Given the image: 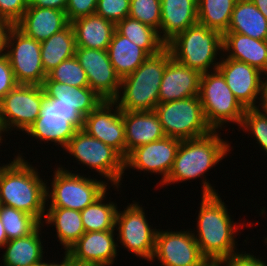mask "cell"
Wrapping results in <instances>:
<instances>
[{
    "mask_svg": "<svg viewBox=\"0 0 267 266\" xmlns=\"http://www.w3.org/2000/svg\"><path fill=\"white\" fill-rule=\"evenodd\" d=\"M0 219L7 240L26 237L41 225L34 216L5 205H0Z\"/></svg>",
    "mask_w": 267,
    "mask_h": 266,
    "instance_id": "obj_35",
    "label": "cell"
},
{
    "mask_svg": "<svg viewBox=\"0 0 267 266\" xmlns=\"http://www.w3.org/2000/svg\"><path fill=\"white\" fill-rule=\"evenodd\" d=\"M107 191L108 189L92 204L80 211L85 232L115 230L117 202L107 200Z\"/></svg>",
    "mask_w": 267,
    "mask_h": 266,
    "instance_id": "obj_33",
    "label": "cell"
},
{
    "mask_svg": "<svg viewBox=\"0 0 267 266\" xmlns=\"http://www.w3.org/2000/svg\"><path fill=\"white\" fill-rule=\"evenodd\" d=\"M115 230L85 232L66 252L79 263L112 266L118 256Z\"/></svg>",
    "mask_w": 267,
    "mask_h": 266,
    "instance_id": "obj_19",
    "label": "cell"
},
{
    "mask_svg": "<svg viewBox=\"0 0 267 266\" xmlns=\"http://www.w3.org/2000/svg\"><path fill=\"white\" fill-rule=\"evenodd\" d=\"M258 100L259 102L256 105L255 109H257L262 114L267 115V76H265L264 80L262 81Z\"/></svg>",
    "mask_w": 267,
    "mask_h": 266,
    "instance_id": "obj_46",
    "label": "cell"
},
{
    "mask_svg": "<svg viewBox=\"0 0 267 266\" xmlns=\"http://www.w3.org/2000/svg\"><path fill=\"white\" fill-rule=\"evenodd\" d=\"M166 48L174 60L203 74L218 68L223 35L197 22L174 36Z\"/></svg>",
    "mask_w": 267,
    "mask_h": 266,
    "instance_id": "obj_5",
    "label": "cell"
},
{
    "mask_svg": "<svg viewBox=\"0 0 267 266\" xmlns=\"http://www.w3.org/2000/svg\"><path fill=\"white\" fill-rule=\"evenodd\" d=\"M139 203L133 200L132 203H127L128 205L123 207L124 210H117L115 221V231H118L116 233L117 247L123 246L137 258L148 262L154 253L158 229L149 225L143 204Z\"/></svg>",
    "mask_w": 267,
    "mask_h": 266,
    "instance_id": "obj_10",
    "label": "cell"
},
{
    "mask_svg": "<svg viewBox=\"0 0 267 266\" xmlns=\"http://www.w3.org/2000/svg\"><path fill=\"white\" fill-rule=\"evenodd\" d=\"M42 224L44 227H55V237L65 252L85 233L81 213L78 210L46 208Z\"/></svg>",
    "mask_w": 267,
    "mask_h": 266,
    "instance_id": "obj_28",
    "label": "cell"
},
{
    "mask_svg": "<svg viewBox=\"0 0 267 266\" xmlns=\"http://www.w3.org/2000/svg\"><path fill=\"white\" fill-rule=\"evenodd\" d=\"M61 151L72 156L79 165L89 168L90 172H97L114 190L120 191L124 178L122 176L125 175L124 158L111 146L92 137L81 128Z\"/></svg>",
    "mask_w": 267,
    "mask_h": 266,
    "instance_id": "obj_7",
    "label": "cell"
},
{
    "mask_svg": "<svg viewBox=\"0 0 267 266\" xmlns=\"http://www.w3.org/2000/svg\"><path fill=\"white\" fill-rule=\"evenodd\" d=\"M7 236L4 230V226L2 224V221L0 219V248L2 249V247L6 244L7 242Z\"/></svg>",
    "mask_w": 267,
    "mask_h": 266,
    "instance_id": "obj_50",
    "label": "cell"
},
{
    "mask_svg": "<svg viewBox=\"0 0 267 266\" xmlns=\"http://www.w3.org/2000/svg\"><path fill=\"white\" fill-rule=\"evenodd\" d=\"M82 129L111 146L125 159V125L123 111L113 100H104L84 117Z\"/></svg>",
    "mask_w": 267,
    "mask_h": 266,
    "instance_id": "obj_15",
    "label": "cell"
},
{
    "mask_svg": "<svg viewBox=\"0 0 267 266\" xmlns=\"http://www.w3.org/2000/svg\"><path fill=\"white\" fill-rule=\"evenodd\" d=\"M237 0H197L198 23L224 35Z\"/></svg>",
    "mask_w": 267,
    "mask_h": 266,
    "instance_id": "obj_34",
    "label": "cell"
},
{
    "mask_svg": "<svg viewBox=\"0 0 267 266\" xmlns=\"http://www.w3.org/2000/svg\"><path fill=\"white\" fill-rule=\"evenodd\" d=\"M47 77L50 80L74 87H89L86 72L75 56L62 61L47 74Z\"/></svg>",
    "mask_w": 267,
    "mask_h": 266,
    "instance_id": "obj_36",
    "label": "cell"
},
{
    "mask_svg": "<svg viewBox=\"0 0 267 266\" xmlns=\"http://www.w3.org/2000/svg\"><path fill=\"white\" fill-rule=\"evenodd\" d=\"M115 30L144 49L150 56L166 48V43L160 38L156 29L129 16L117 22Z\"/></svg>",
    "mask_w": 267,
    "mask_h": 266,
    "instance_id": "obj_32",
    "label": "cell"
},
{
    "mask_svg": "<svg viewBox=\"0 0 267 266\" xmlns=\"http://www.w3.org/2000/svg\"><path fill=\"white\" fill-rule=\"evenodd\" d=\"M10 25L0 18V53L4 51L5 35Z\"/></svg>",
    "mask_w": 267,
    "mask_h": 266,
    "instance_id": "obj_47",
    "label": "cell"
},
{
    "mask_svg": "<svg viewBox=\"0 0 267 266\" xmlns=\"http://www.w3.org/2000/svg\"><path fill=\"white\" fill-rule=\"evenodd\" d=\"M16 85L17 82L15 80L9 58L4 52H1L0 53V101Z\"/></svg>",
    "mask_w": 267,
    "mask_h": 266,
    "instance_id": "obj_42",
    "label": "cell"
},
{
    "mask_svg": "<svg viewBox=\"0 0 267 266\" xmlns=\"http://www.w3.org/2000/svg\"><path fill=\"white\" fill-rule=\"evenodd\" d=\"M46 97L43 86L17 84L0 101V130L25 133L40 114Z\"/></svg>",
    "mask_w": 267,
    "mask_h": 266,
    "instance_id": "obj_12",
    "label": "cell"
},
{
    "mask_svg": "<svg viewBox=\"0 0 267 266\" xmlns=\"http://www.w3.org/2000/svg\"><path fill=\"white\" fill-rule=\"evenodd\" d=\"M77 47L107 50L115 32V23L92 14L70 22Z\"/></svg>",
    "mask_w": 267,
    "mask_h": 266,
    "instance_id": "obj_26",
    "label": "cell"
},
{
    "mask_svg": "<svg viewBox=\"0 0 267 266\" xmlns=\"http://www.w3.org/2000/svg\"><path fill=\"white\" fill-rule=\"evenodd\" d=\"M197 22V0H161V24L158 33L165 43Z\"/></svg>",
    "mask_w": 267,
    "mask_h": 266,
    "instance_id": "obj_23",
    "label": "cell"
},
{
    "mask_svg": "<svg viewBox=\"0 0 267 266\" xmlns=\"http://www.w3.org/2000/svg\"><path fill=\"white\" fill-rule=\"evenodd\" d=\"M97 0H68L66 15L69 22L77 18L95 14Z\"/></svg>",
    "mask_w": 267,
    "mask_h": 266,
    "instance_id": "obj_41",
    "label": "cell"
},
{
    "mask_svg": "<svg viewBox=\"0 0 267 266\" xmlns=\"http://www.w3.org/2000/svg\"><path fill=\"white\" fill-rule=\"evenodd\" d=\"M29 0H0V18L15 25L25 13Z\"/></svg>",
    "mask_w": 267,
    "mask_h": 266,
    "instance_id": "obj_40",
    "label": "cell"
},
{
    "mask_svg": "<svg viewBox=\"0 0 267 266\" xmlns=\"http://www.w3.org/2000/svg\"><path fill=\"white\" fill-rule=\"evenodd\" d=\"M201 197L196 230L192 233L202 255L209 262L219 264L223 259L240 251L237 248L236 235H241L238 232L246 225L234 222L228 211L230 209L219 193Z\"/></svg>",
    "mask_w": 267,
    "mask_h": 266,
    "instance_id": "obj_1",
    "label": "cell"
},
{
    "mask_svg": "<svg viewBox=\"0 0 267 266\" xmlns=\"http://www.w3.org/2000/svg\"><path fill=\"white\" fill-rule=\"evenodd\" d=\"M62 261H55L52 260L53 262H51L50 260L47 262L44 261V266H67V253L64 252V255L62 256ZM60 262V263H59Z\"/></svg>",
    "mask_w": 267,
    "mask_h": 266,
    "instance_id": "obj_49",
    "label": "cell"
},
{
    "mask_svg": "<svg viewBox=\"0 0 267 266\" xmlns=\"http://www.w3.org/2000/svg\"><path fill=\"white\" fill-rule=\"evenodd\" d=\"M219 266H267L263 257H256L254 254L241 251L223 259Z\"/></svg>",
    "mask_w": 267,
    "mask_h": 266,
    "instance_id": "obj_43",
    "label": "cell"
},
{
    "mask_svg": "<svg viewBox=\"0 0 267 266\" xmlns=\"http://www.w3.org/2000/svg\"><path fill=\"white\" fill-rule=\"evenodd\" d=\"M75 57L86 72L89 88L104 100H114L119 94L121 79L110 62L108 51L76 47Z\"/></svg>",
    "mask_w": 267,
    "mask_h": 266,
    "instance_id": "obj_16",
    "label": "cell"
},
{
    "mask_svg": "<svg viewBox=\"0 0 267 266\" xmlns=\"http://www.w3.org/2000/svg\"><path fill=\"white\" fill-rule=\"evenodd\" d=\"M67 266H97V265L76 262L72 260L70 256L67 254Z\"/></svg>",
    "mask_w": 267,
    "mask_h": 266,
    "instance_id": "obj_51",
    "label": "cell"
},
{
    "mask_svg": "<svg viewBox=\"0 0 267 266\" xmlns=\"http://www.w3.org/2000/svg\"><path fill=\"white\" fill-rule=\"evenodd\" d=\"M170 51L149 56L133 73L121 79L120 91L113 100L122 111H153L159 104V88Z\"/></svg>",
    "mask_w": 267,
    "mask_h": 266,
    "instance_id": "obj_4",
    "label": "cell"
},
{
    "mask_svg": "<svg viewBox=\"0 0 267 266\" xmlns=\"http://www.w3.org/2000/svg\"><path fill=\"white\" fill-rule=\"evenodd\" d=\"M231 149V142L223 139L220 131H212L196 139L181 140L171 171L160 188L202 178L200 195L218 194L205 174L227 158L229 152L233 151Z\"/></svg>",
    "mask_w": 267,
    "mask_h": 266,
    "instance_id": "obj_2",
    "label": "cell"
},
{
    "mask_svg": "<svg viewBox=\"0 0 267 266\" xmlns=\"http://www.w3.org/2000/svg\"><path fill=\"white\" fill-rule=\"evenodd\" d=\"M226 33L267 40V19L251 0H237Z\"/></svg>",
    "mask_w": 267,
    "mask_h": 266,
    "instance_id": "obj_29",
    "label": "cell"
},
{
    "mask_svg": "<svg viewBox=\"0 0 267 266\" xmlns=\"http://www.w3.org/2000/svg\"><path fill=\"white\" fill-rule=\"evenodd\" d=\"M223 52L227 58L245 62L267 76V40H257L239 33H225Z\"/></svg>",
    "mask_w": 267,
    "mask_h": 266,
    "instance_id": "obj_25",
    "label": "cell"
},
{
    "mask_svg": "<svg viewBox=\"0 0 267 266\" xmlns=\"http://www.w3.org/2000/svg\"><path fill=\"white\" fill-rule=\"evenodd\" d=\"M61 114L72 122L78 129L83 127L84 117L72 106L59 105Z\"/></svg>",
    "mask_w": 267,
    "mask_h": 266,
    "instance_id": "obj_44",
    "label": "cell"
},
{
    "mask_svg": "<svg viewBox=\"0 0 267 266\" xmlns=\"http://www.w3.org/2000/svg\"><path fill=\"white\" fill-rule=\"evenodd\" d=\"M43 89L46 97L58 105L72 106L83 117L95 110L104 99L89 87H74L45 78Z\"/></svg>",
    "mask_w": 267,
    "mask_h": 266,
    "instance_id": "obj_24",
    "label": "cell"
},
{
    "mask_svg": "<svg viewBox=\"0 0 267 266\" xmlns=\"http://www.w3.org/2000/svg\"><path fill=\"white\" fill-rule=\"evenodd\" d=\"M29 266H44V259L41 260L40 262L38 263H35V264H32V265H29Z\"/></svg>",
    "mask_w": 267,
    "mask_h": 266,
    "instance_id": "obj_52",
    "label": "cell"
},
{
    "mask_svg": "<svg viewBox=\"0 0 267 266\" xmlns=\"http://www.w3.org/2000/svg\"><path fill=\"white\" fill-rule=\"evenodd\" d=\"M43 227L41 224L26 237L8 240L2 247L5 251L0 258V260L2 259L0 266H29L43 260L46 252L43 251L45 250L43 242L46 241L41 239L42 233L45 232H42Z\"/></svg>",
    "mask_w": 267,
    "mask_h": 266,
    "instance_id": "obj_27",
    "label": "cell"
},
{
    "mask_svg": "<svg viewBox=\"0 0 267 266\" xmlns=\"http://www.w3.org/2000/svg\"><path fill=\"white\" fill-rule=\"evenodd\" d=\"M110 62L120 79L133 73L150 55L116 30L108 46Z\"/></svg>",
    "mask_w": 267,
    "mask_h": 266,
    "instance_id": "obj_30",
    "label": "cell"
},
{
    "mask_svg": "<svg viewBox=\"0 0 267 266\" xmlns=\"http://www.w3.org/2000/svg\"><path fill=\"white\" fill-rule=\"evenodd\" d=\"M154 111L167 137L196 139L213 131L206 122L199 96L159 103Z\"/></svg>",
    "mask_w": 267,
    "mask_h": 266,
    "instance_id": "obj_9",
    "label": "cell"
},
{
    "mask_svg": "<svg viewBox=\"0 0 267 266\" xmlns=\"http://www.w3.org/2000/svg\"><path fill=\"white\" fill-rule=\"evenodd\" d=\"M77 130L78 128L61 114L60 106L45 97L39 116L24 135L48 145L53 142L55 146L64 149Z\"/></svg>",
    "mask_w": 267,
    "mask_h": 266,
    "instance_id": "obj_18",
    "label": "cell"
},
{
    "mask_svg": "<svg viewBox=\"0 0 267 266\" xmlns=\"http://www.w3.org/2000/svg\"><path fill=\"white\" fill-rule=\"evenodd\" d=\"M267 19V0H251Z\"/></svg>",
    "mask_w": 267,
    "mask_h": 266,
    "instance_id": "obj_48",
    "label": "cell"
},
{
    "mask_svg": "<svg viewBox=\"0 0 267 266\" xmlns=\"http://www.w3.org/2000/svg\"><path fill=\"white\" fill-rule=\"evenodd\" d=\"M190 230L158 229L150 263L159 261L161 266H214L202 255Z\"/></svg>",
    "mask_w": 267,
    "mask_h": 266,
    "instance_id": "obj_13",
    "label": "cell"
},
{
    "mask_svg": "<svg viewBox=\"0 0 267 266\" xmlns=\"http://www.w3.org/2000/svg\"><path fill=\"white\" fill-rule=\"evenodd\" d=\"M199 97L206 122L213 131H220L232 123L240 128L245 108L235 98L218 69L201 75Z\"/></svg>",
    "mask_w": 267,
    "mask_h": 266,
    "instance_id": "obj_8",
    "label": "cell"
},
{
    "mask_svg": "<svg viewBox=\"0 0 267 266\" xmlns=\"http://www.w3.org/2000/svg\"><path fill=\"white\" fill-rule=\"evenodd\" d=\"M130 0H97L95 14L115 24L129 16Z\"/></svg>",
    "mask_w": 267,
    "mask_h": 266,
    "instance_id": "obj_39",
    "label": "cell"
},
{
    "mask_svg": "<svg viewBox=\"0 0 267 266\" xmlns=\"http://www.w3.org/2000/svg\"><path fill=\"white\" fill-rule=\"evenodd\" d=\"M265 237H266V238H265ZM263 238H264V240H263L264 243L267 245V236H264Z\"/></svg>",
    "mask_w": 267,
    "mask_h": 266,
    "instance_id": "obj_54",
    "label": "cell"
},
{
    "mask_svg": "<svg viewBox=\"0 0 267 266\" xmlns=\"http://www.w3.org/2000/svg\"><path fill=\"white\" fill-rule=\"evenodd\" d=\"M125 125V158L135 148L165 137L157 113L123 111Z\"/></svg>",
    "mask_w": 267,
    "mask_h": 266,
    "instance_id": "obj_21",
    "label": "cell"
},
{
    "mask_svg": "<svg viewBox=\"0 0 267 266\" xmlns=\"http://www.w3.org/2000/svg\"><path fill=\"white\" fill-rule=\"evenodd\" d=\"M201 73L172 57L167 61L159 88V103L199 96Z\"/></svg>",
    "mask_w": 267,
    "mask_h": 266,
    "instance_id": "obj_20",
    "label": "cell"
},
{
    "mask_svg": "<svg viewBox=\"0 0 267 266\" xmlns=\"http://www.w3.org/2000/svg\"><path fill=\"white\" fill-rule=\"evenodd\" d=\"M22 154L19 152L15 156L14 153L13 161L0 163V205L24 211L42 224L46 213L48 180L45 175L42 178L40 170L25 160Z\"/></svg>",
    "mask_w": 267,
    "mask_h": 266,
    "instance_id": "obj_3",
    "label": "cell"
},
{
    "mask_svg": "<svg viewBox=\"0 0 267 266\" xmlns=\"http://www.w3.org/2000/svg\"><path fill=\"white\" fill-rule=\"evenodd\" d=\"M69 24L65 11L28 6L15 26L26 36L42 42Z\"/></svg>",
    "mask_w": 267,
    "mask_h": 266,
    "instance_id": "obj_22",
    "label": "cell"
},
{
    "mask_svg": "<svg viewBox=\"0 0 267 266\" xmlns=\"http://www.w3.org/2000/svg\"><path fill=\"white\" fill-rule=\"evenodd\" d=\"M41 43V60L47 75L62 61L75 56L76 41L71 24Z\"/></svg>",
    "mask_w": 267,
    "mask_h": 266,
    "instance_id": "obj_31",
    "label": "cell"
},
{
    "mask_svg": "<svg viewBox=\"0 0 267 266\" xmlns=\"http://www.w3.org/2000/svg\"><path fill=\"white\" fill-rule=\"evenodd\" d=\"M17 84L42 86L47 75L41 60V43L26 36L15 25L6 31L4 51Z\"/></svg>",
    "mask_w": 267,
    "mask_h": 266,
    "instance_id": "obj_11",
    "label": "cell"
},
{
    "mask_svg": "<svg viewBox=\"0 0 267 266\" xmlns=\"http://www.w3.org/2000/svg\"><path fill=\"white\" fill-rule=\"evenodd\" d=\"M52 171L54 174L51 177L53 178L49 180L51 181V187L46 182L48 184L46 185V208H66L82 211L97 200L107 189L111 188L107 182L103 181L104 179L100 178L98 180V178L89 174L87 177L86 174L77 173L78 170L71 171L62 164Z\"/></svg>",
    "mask_w": 267,
    "mask_h": 266,
    "instance_id": "obj_6",
    "label": "cell"
},
{
    "mask_svg": "<svg viewBox=\"0 0 267 266\" xmlns=\"http://www.w3.org/2000/svg\"><path fill=\"white\" fill-rule=\"evenodd\" d=\"M181 140L167 137L154 141L132 150L124 159L125 170H137L141 173L162 175L159 185L161 186L167 179Z\"/></svg>",
    "mask_w": 267,
    "mask_h": 266,
    "instance_id": "obj_14",
    "label": "cell"
},
{
    "mask_svg": "<svg viewBox=\"0 0 267 266\" xmlns=\"http://www.w3.org/2000/svg\"><path fill=\"white\" fill-rule=\"evenodd\" d=\"M68 0H29L28 6H34L39 8H51L61 11L66 10Z\"/></svg>",
    "mask_w": 267,
    "mask_h": 266,
    "instance_id": "obj_45",
    "label": "cell"
},
{
    "mask_svg": "<svg viewBox=\"0 0 267 266\" xmlns=\"http://www.w3.org/2000/svg\"><path fill=\"white\" fill-rule=\"evenodd\" d=\"M2 137H4V135H3V133H2V131L0 130V145L3 143V141H4V139H5V137L4 138H2ZM3 140V141H2ZM1 148V147H0Z\"/></svg>",
    "mask_w": 267,
    "mask_h": 266,
    "instance_id": "obj_53",
    "label": "cell"
},
{
    "mask_svg": "<svg viewBox=\"0 0 267 266\" xmlns=\"http://www.w3.org/2000/svg\"><path fill=\"white\" fill-rule=\"evenodd\" d=\"M217 69L222 73L228 87L241 105L245 109L255 108L264 74L251 65L227 58L224 54Z\"/></svg>",
    "mask_w": 267,
    "mask_h": 266,
    "instance_id": "obj_17",
    "label": "cell"
},
{
    "mask_svg": "<svg viewBox=\"0 0 267 266\" xmlns=\"http://www.w3.org/2000/svg\"><path fill=\"white\" fill-rule=\"evenodd\" d=\"M240 127L244 131L243 133L248 132L251 138L254 137L255 143L267 155V115L262 114L255 108H247Z\"/></svg>",
    "mask_w": 267,
    "mask_h": 266,
    "instance_id": "obj_37",
    "label": "cell"
},
{
    "mask_svg": "<svg viewBox=\"0 0 267 266\" xmlns=\"http://www.w3.org/2000/svg\"><path fill=\"white\" fill-rule=\"evenodd\" d=\"M129 17L160 31L161 0H130Z\"/></svg>",
    "mask_w": 267,
    "mask_h": 266,
    "instance_id": "obj_38",
    "label": "cell"
}]
</instances>
